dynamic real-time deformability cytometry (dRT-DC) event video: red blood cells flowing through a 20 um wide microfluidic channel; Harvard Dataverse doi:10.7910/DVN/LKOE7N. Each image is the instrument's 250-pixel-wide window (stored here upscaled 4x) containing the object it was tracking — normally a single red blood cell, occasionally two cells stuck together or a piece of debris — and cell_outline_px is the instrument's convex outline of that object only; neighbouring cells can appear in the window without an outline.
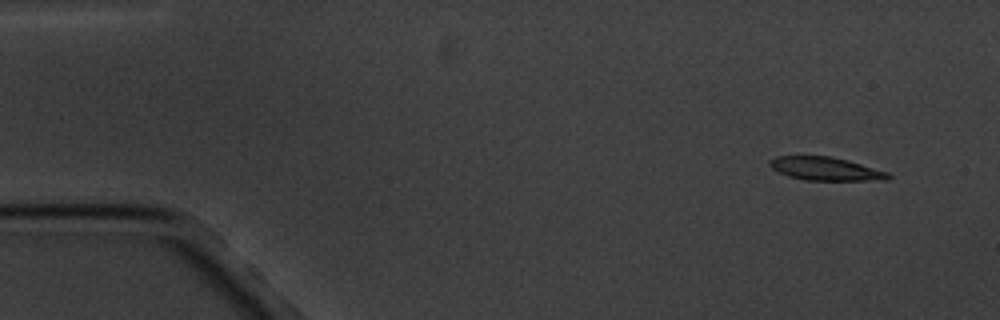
{"species": "common noctule bat (a hibernating species)", "species_latin": "Nyctalus noctula", "temperature_condition": "cold", "stored_images_in_passage": 12, "camera_frame_rate_fps": 3000, "um_per_image_px": 0.085, "animal": {"sex": "male", "body_mass_g": 20.1, "forearm_length_mm": 53.5}, "frame": {"image": 1, "passage_image": 1, "time_ms": 0.0, "image_size_px": [1000, 320], "cell_outline_px": [[892, 176], [888, 180], [804, 180], [788, 176], [772, 168], [768, 164], [768, 160], [776, 156], [832, 156], [848, 160], [888, 172]], "centroid_in_image_um": [70.17, 14.34], "position_along_channel_um": 14.8, "area_um2": 16.13}}
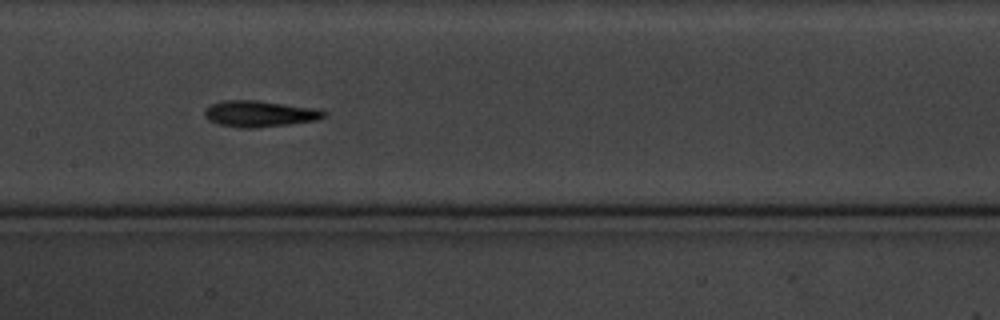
{"frame": {"image": 2, "passage_image": 8, "time_ms": 8.0, "image_size_px": [1000, 320], "cell_outline_px": [[328, 116], [316, 120], [288, 124], [256, 128], [236, 128], [220, 124], [208, 120], [204, 116], [204, 108], [208, 104], [220, 100], [256, 100], [312, 108], [328, 112]], "centroid_in_image_um": [21.99, 9.67], "position_along_channel_um": 185.4, "area_um2": 18.38}}
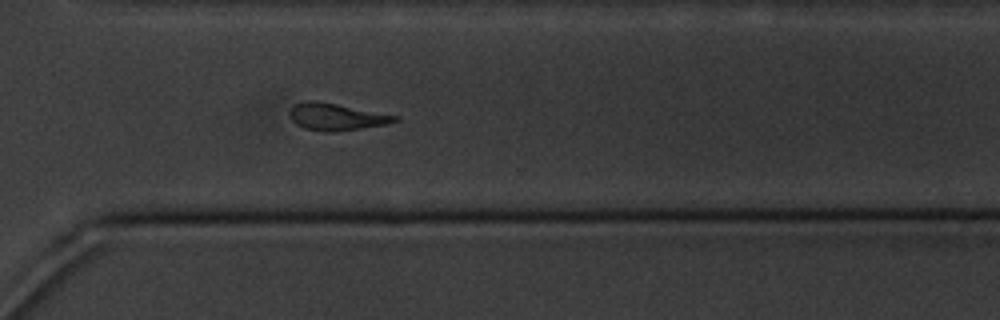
{"frame": {"image": 3, "passage_image": 12, "time_ms": 12.667, "image_size_px": [1000, 320], "cell_outline_px": [[400, 120], [384, 124], [360, 128], [332, 132], [324, 132], [304, 128], [296, 124], [288, 116], [288, 108], [292, 104], [304, 100], [316, 100], [400, 116]], "centroid_in_image_um": [28.5, 9.91], "position_along_channel_um": 342.1, "area_um2": 16.76}}